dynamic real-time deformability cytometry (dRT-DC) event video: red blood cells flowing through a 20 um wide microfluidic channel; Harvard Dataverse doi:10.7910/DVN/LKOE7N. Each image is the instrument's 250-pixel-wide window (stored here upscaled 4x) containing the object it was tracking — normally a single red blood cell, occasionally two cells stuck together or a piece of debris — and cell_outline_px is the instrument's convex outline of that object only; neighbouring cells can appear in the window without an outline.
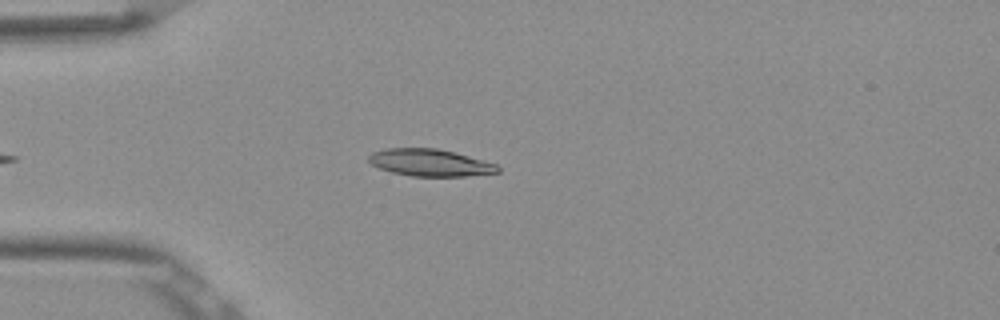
{"species": "Egyptian fruit bat (a non-hibernating species)", "species_latin": "Rousettus aegyptiacus", "temperature_condition": "room temperature", "stored_images_in_passage": 33, "camera_frame_rate_fps": 3000, "um_per_image_px": 0.085, "frame": {"image": 1, "passage_image": 4, "time_ms": 1.0, "image_size_px": [1000, 320], "cell_outline_px": [[500, 172], [464, 176], [412, 176], [392, 172], [380, 168], [372, 164], [368, 160], [368, 156], [372, 152], [388, 148], [436, 148], [452, 152], [496, 164], [500, 168]], "centroid_in_image_um": [36.53, 13.83], "position_along_channel_um": 48.5, "area_um2": 20.06}}
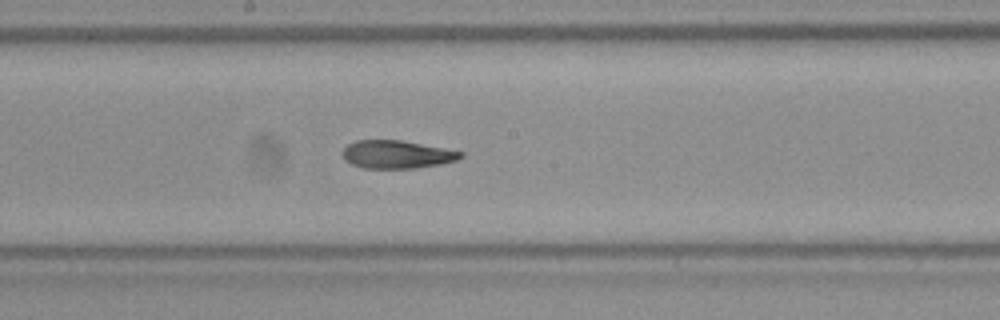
{"frame": {"image": 2, "passage_image": 18, "time_ms": 5.667, "image_size_px": [1000, 320], "cell_outline_px": [[464, 156], [456, 160], [440, 164], [416, 168], [364, 168], [352, 164], [344, 160], [340, 152], [348, 144], [356, 140], [400, 140], [444, 148], [464, 152]], "centroid_in_image_um": [33.7, 13.12], "position_along_channel_um": 214.5, "area_um2": 19.31}}
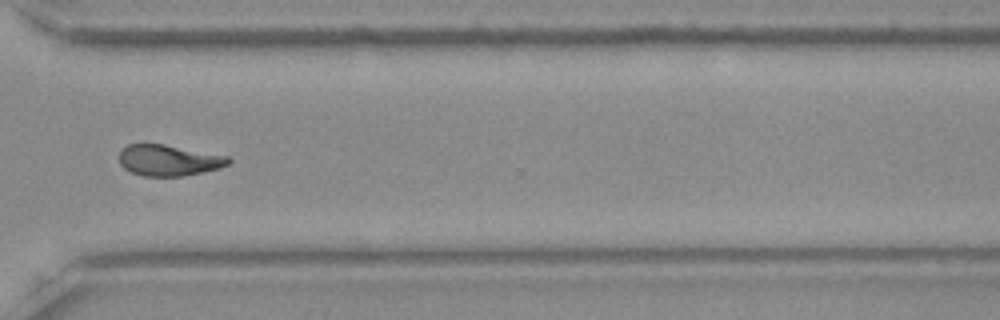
{"frame": {"image": 3, "passage_image": 29, "time_ms": 9.333, "image_size_px": [1000, 320], "cell_outline_px": [[232, 160], [228, 164], [220, 168], [204, 172], [184, 176], [144, 176], [132, 172], [124, 168], [120, 164], [120, 148], [128, 144], [164, 144], [228, 156]], "centroid_in_image_um": [14.35, 13.62], "position_along_channel_um": 356.3, "area_um2": 19.83}, "authors_computed_cell_mechanics": {"area_um2": 20.0566, "velocity_mm_per_s": 3.868, "shape_relaxation_time_tau1_ms": null, "shape_relaxation_time_tau2_ms": 2.6123, "deformation_change_tau1": null, "deformation_change_tau2": 0.0764}}